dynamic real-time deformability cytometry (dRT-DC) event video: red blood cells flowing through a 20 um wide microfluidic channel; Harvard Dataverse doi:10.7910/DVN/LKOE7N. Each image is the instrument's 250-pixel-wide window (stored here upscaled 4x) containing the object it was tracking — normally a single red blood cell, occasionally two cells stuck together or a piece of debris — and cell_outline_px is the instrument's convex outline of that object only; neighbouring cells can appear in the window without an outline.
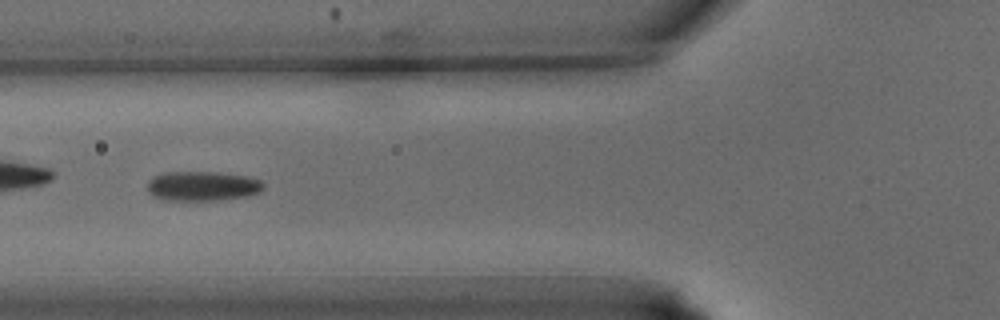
{"species": "common noctule bat (a hibernating species)", "species_latin": "Nyctalus noctula", "temperature_condition": "warm", "stored_images_in_passage": 25, "camera_frame_rate_fps": 3000, "um_per_image_px": 0.085, "animal": {"sex": "male", "body_mass_g": 15.6}, "frame": {"image": 1, "passage_image": 14, "time_ms": 4.333, "image_size_px": [1000, 320], "cell_outline_px": [[264, 188], [260, 192], [244, 196], [216, 200], [164, 200], [152, 196], [148, 192], [148, 180], [152, 176], [164, 172], [220, 172], [248, 176], [260, 180], [264, 184]], "centroid_in_image_um": [17.18, 15.8], "position_along_channel_um": 108.6, "area_um2": 20.17}}
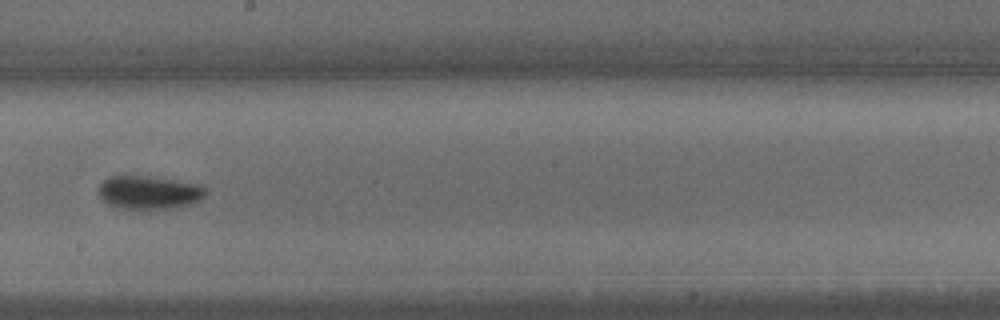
{"frame": {"image": 2, "passage_image": 21, "time_ms": 6.667, "image_size_px": [1000, 320], "cell_outline_px": [[208, 192], [200, 200], [192, 204], [176, 208], [144, 212], [116, 208], [108, 204], [96, 192], [96, 188], [108, 176], [128, 172], [204, 184], [208, 188]], "centroid_in_image_um": [12.66, 16.35], "position_along_channel_um": 235.5, "area_um2": 22.89}}